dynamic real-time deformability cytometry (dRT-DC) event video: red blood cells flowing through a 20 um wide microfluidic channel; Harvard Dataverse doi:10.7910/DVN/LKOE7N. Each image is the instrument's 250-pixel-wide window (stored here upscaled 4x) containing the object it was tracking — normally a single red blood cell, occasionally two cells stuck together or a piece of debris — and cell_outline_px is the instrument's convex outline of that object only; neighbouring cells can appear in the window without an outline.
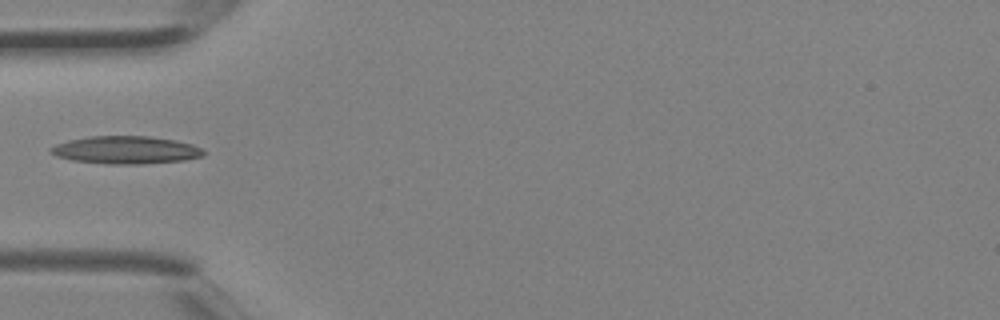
{"species": "Egyptian fruit bat (a non-hibernating species)", "species_latin": "Rousettus aegyptiacus", "temperature_condition": "room temperature", "stored_images_in_passage": 4, "camera_frame_rate_fps": 3000, "um_per_image_px": 0.085, "animal": {"sex": "female"}, "frame": {"image": 1, "passage_image": 4, "time_ms": 1.0, "image_size_px": [1000, 320], "cell_outline_px": [[204, 156], [184, 160], [144, 164], [104, 164], [72, 160], [56, 156], [48, 148], [56, 144], [68, 140], [88, 136], [148, 136], [176, 140], [192, 144], [200, 148], [204, 152]], "centroid_in_image_um": [10.68, 12.75], "position_along_channel_um": 74.3, "area_um2": 24.8}}